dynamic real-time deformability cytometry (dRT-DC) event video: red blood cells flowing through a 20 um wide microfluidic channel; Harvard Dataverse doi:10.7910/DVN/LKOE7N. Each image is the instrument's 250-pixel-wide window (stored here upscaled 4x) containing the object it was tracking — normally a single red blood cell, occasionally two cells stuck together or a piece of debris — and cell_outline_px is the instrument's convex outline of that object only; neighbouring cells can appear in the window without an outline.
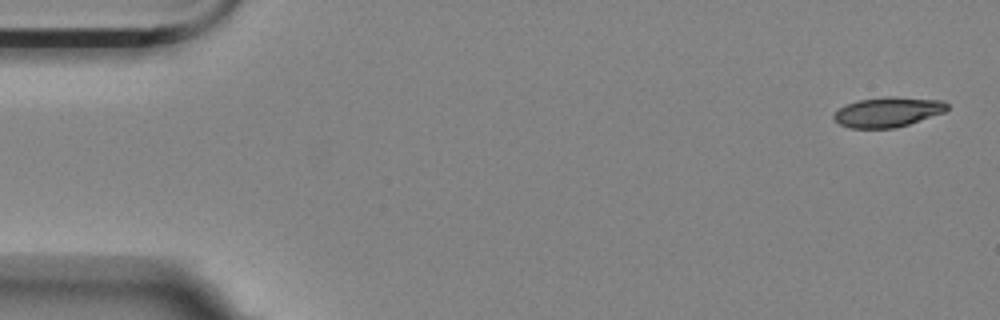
{"species": "Egyptian fruit bat (a non-hibernating species)", "species_latin": "Rousettus aegyptiacus", "temperature_condition": "room temperature", "stored_images_in_passage": 3, "camera_frame_rate_fps": 3000, "um_per_image_px": 0.085, "animal": {"sex": "female"}, "frame": {"image": 1, "passage_image": 1, "time_ms": 0.0, "image_size_px": [1000, 320], "cell_outline_px": [[948, 108], [944, 112], [896, 128], [848, 128], [840, 124], [832, 116], [840, 108], [848, 104], [860, 100], [944, 100], [948, 104]], "centroid_in_image_um": [75.43, 9.6], "position_along_channel_um": 9.6, "area_um2": 18.32}}